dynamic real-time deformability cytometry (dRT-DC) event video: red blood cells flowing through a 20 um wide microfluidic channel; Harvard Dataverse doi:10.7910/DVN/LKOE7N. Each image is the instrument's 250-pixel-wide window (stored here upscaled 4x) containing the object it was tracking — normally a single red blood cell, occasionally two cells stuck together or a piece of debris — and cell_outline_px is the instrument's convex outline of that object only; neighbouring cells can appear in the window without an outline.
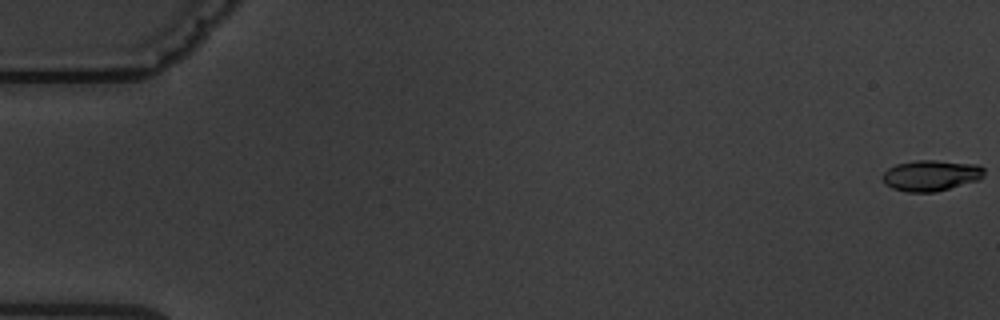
{"species": "common noctule bat (a hibernating species)", "species_latin": "Nyctalus noctula", "temperature_condition": "warm", "stored_images_in_passage": 6, "segment_of_instrument_passage": [1, 2], "camera_frame_rate_fps": 3000, "um_per_image_px": 0.085, "animal": {"sex": "male", "body_mass_g": 19.5, "forearm_length_mm": 54.6}, "frame": {"image": 1, "passage_image": 1, "time_ms": 0.0, "image_size_px": [1000, 320], "cell_outline_px": [[984, 176], [980, 180], [936, 192], [908, 192], [892, 188], [884, 184], [880, 176], [888, 168], [896, 164], [916, 160], [936, 160], [976, 164], [984, 168]], "centroid_in_image_um": [79.12, 14.92], "position_along_channel_um": 5.9, "area_um2": 18.55}}
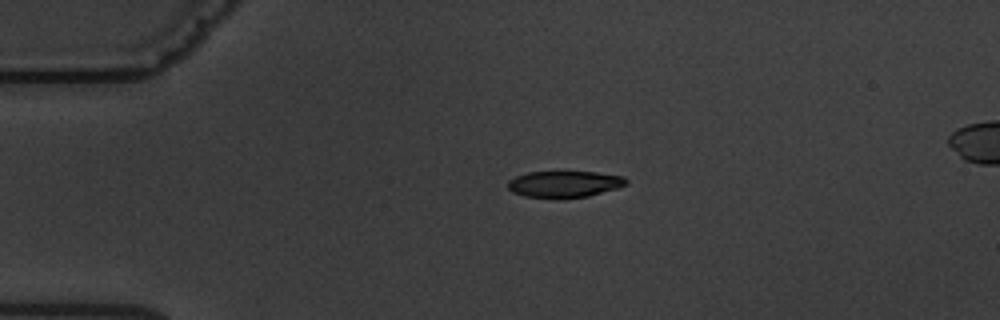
{"frame": {"image": 2, "passage_image": 4, "time_ms": 4.333, "image_size_px": [1000, 320], "cell_outline_px": [[628, 184], [620, 188], [588, 196], [564, 200], [524, 196], [512, 192], [508, 188], [508, 180], [516, 176], [528, 172], [596, 172], [624, 176], [628, 180]], "centroid_in_image_um": [48.0, 15.67], "position_along_channel_um": 37.0, "area_um2": 18.79}}